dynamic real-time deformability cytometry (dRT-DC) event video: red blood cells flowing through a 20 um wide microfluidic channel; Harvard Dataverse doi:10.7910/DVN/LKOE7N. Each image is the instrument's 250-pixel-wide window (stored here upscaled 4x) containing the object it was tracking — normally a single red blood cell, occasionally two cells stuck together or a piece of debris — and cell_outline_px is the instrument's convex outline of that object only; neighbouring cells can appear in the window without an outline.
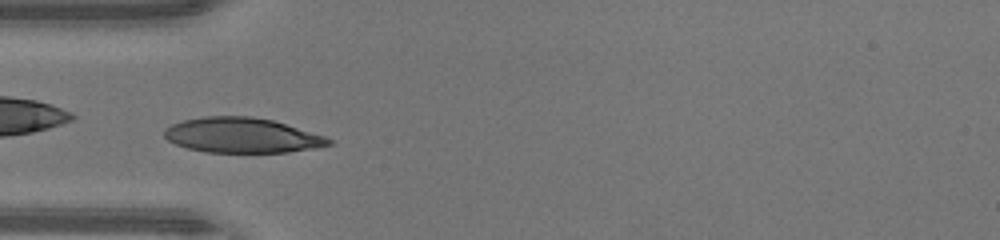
{"species": "human", "species_latin": "Homo sapiens", "temperature_condition": "warm", "stored_images_in_passage": 40, "camera_frame_rate_fps": 3000, "um_per_image_px": 0.085, "donor": {"sex": "male"}, "frame": {"image": 1, "passage_image": 9, "time_ms": 2.667, "image_size_px": [1000, 240], "cell_outline_px": [[332, 144], [316, 148], [288, 152], [204, 152], [188, 148], [176, 144], [168, 140], [164, 136], [164, 128], [172, 124], [184, 120], [204, 116], [252, 116], [272, 120], [324, 136], [332, 140]], "centroid_in_image_um": [20.54, 11.5], "position_along_channel_um": 64.5, "area_um2": 33.41}}
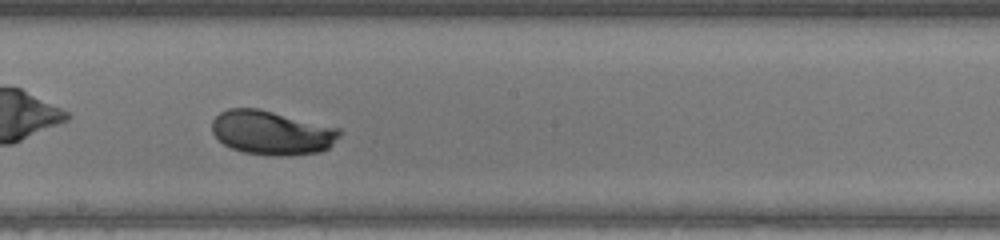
{"frame": {"image": 2, "passage_image": 20, "time_ms": 6.333, "image_size_px": [1000, 240], "cell_outline_px": [[340, 136], [328, 148], [320, 152], [292, 156], [272, 156], [244, 152], [232, 148], [224, 144], [212, 132], [212, 120], [220, 112], [228, 108], [260, 108], [340, 128]], "centroid_in_image_um": [23.11, 11.28], "position_along_channel_um": 225.1, "area_um2": 33.0}}
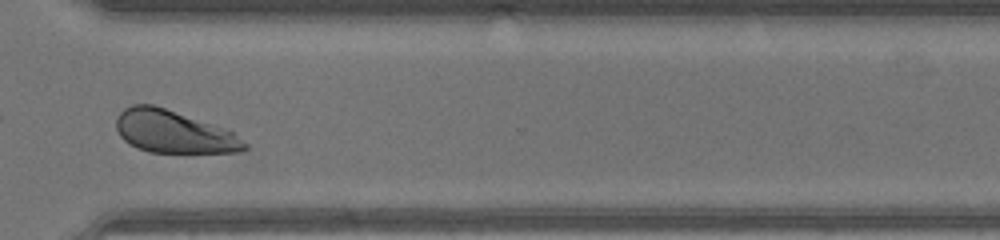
{"frame": {"image": 3, "passage_image": 29, "time_ms": 9.333, "image_size_px": [1000, 240], "cell_outline_px": [[248, 148], [240, 152], [148, 152], [136, 148], [128, 144], [120, 136], [116, 128], [116, 116], [124, 108], [132, 104], [152, 104], [224, 128], [232, 132], [248, 144]], "centroid_in_image_um": [14.71, 11.2], "position_along_channel_um": 355.9, "area_um2": 31.62}, "authors_computed_cell_mechanics": {"area_um2": 32.3391, "velocity_mm_per_s": 4.3644, "shape_relaxation_time_tau1_ms": 2.5018, "shape_relaxation_time_tau2_ms": null, "deformation_change_tau1": 0.1348, "deformation_change_tau2": null}}